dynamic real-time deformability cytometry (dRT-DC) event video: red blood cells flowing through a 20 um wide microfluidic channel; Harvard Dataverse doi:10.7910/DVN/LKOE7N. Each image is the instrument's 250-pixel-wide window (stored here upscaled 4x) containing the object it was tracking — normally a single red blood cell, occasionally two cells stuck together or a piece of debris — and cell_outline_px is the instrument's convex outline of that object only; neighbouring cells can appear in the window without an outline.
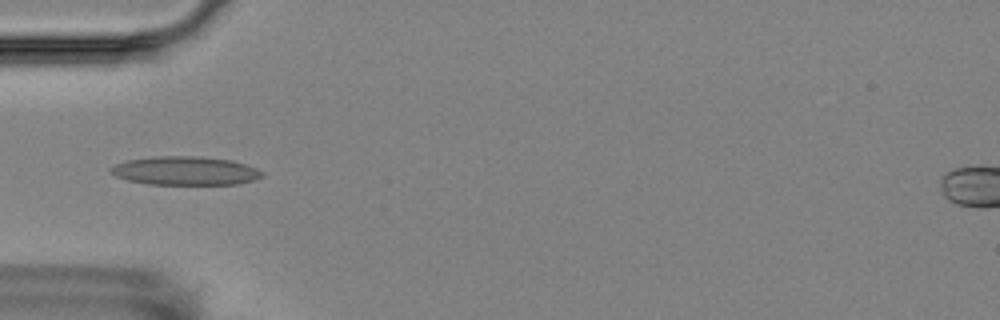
{"species": "Egyptian fruit bat (a non-hibernating species)", "species_latin": "Rousettus aegyptiacus", "temperature_condition": "room temperature", "stored_images_in_passage": 5, "camera_frame_rate_fps": 3000, "um_per_image_px": 0.085, "animal": {"sex": "female"}, "frame": {"image": 1, "passage_image": 3, "time_ms": 3.0, "image_size_px": [1000, 320], "cell_outline_px": [[264, 176], [252, 180], [236, 184], [148, 184], [128, 180], [116, 176], [108, 168], [116, 164], [128, 160], [156, 156], [200, 156], [232, 160], [256, 168], [264, 172]], "centroid_in_image_um": [15.76, 14.51], "position_along_channel_um": 69.2, "area_um2": 25.14}}
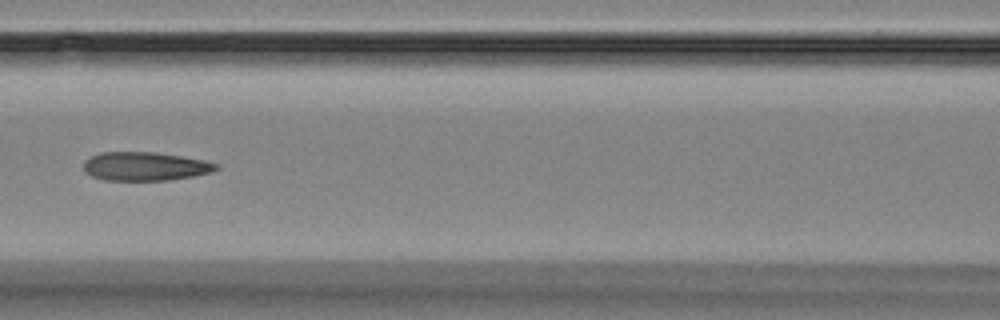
{"frame": {"image": 2, "passage_image": 5, "time_ms": 5.333, "image_size_px": [1000, 320], "cell_outline_px": [[220, 168], [212, 172], [192, 176], [168, 180], [104, 180], [92, 176], [84, 172], [84, 160], [100, 152], [156, 152], [204, 160], [220, 164]], "centroid_in_image_um": [12.34, 14.13], "position_along_channel_um": 154.3, "area_um2": 22.2}}